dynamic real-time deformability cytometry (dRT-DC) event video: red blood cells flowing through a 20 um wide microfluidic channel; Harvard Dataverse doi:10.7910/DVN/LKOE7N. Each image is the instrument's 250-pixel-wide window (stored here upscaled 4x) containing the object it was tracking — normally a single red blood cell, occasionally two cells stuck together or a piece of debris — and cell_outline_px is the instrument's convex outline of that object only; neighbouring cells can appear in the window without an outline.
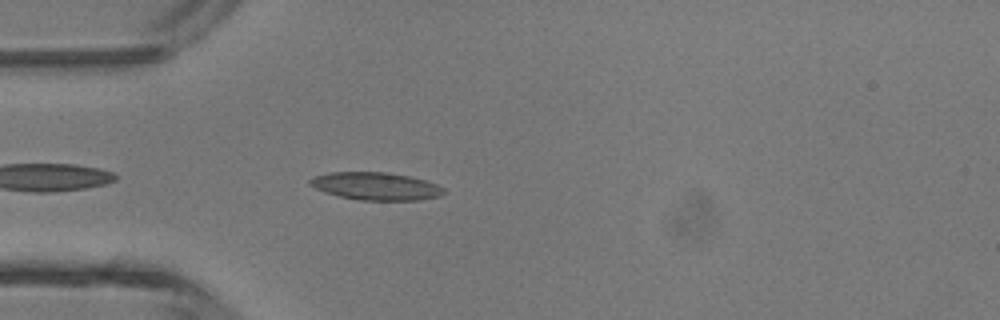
{"species": "common noctule bat (a hibernating species)", "species_latin": "Nyctalus noctula", "temperature_condition": "room temperature", "stored_images_in_passage": 4, "camera_frame_rate_fps": 3000, "um_per_image_px": 0.085, "animal": {"sex": "male", "body_mass_g": 13.3}, "frame": {"image": 1, "passage_image": 4, "time_ms": 3.667, "image_size_px": [1000, 320], "cell_outline_px": [[444, 192], [440, 196], [420, 200], [360, 200], [340, 196], [324, 192], [308, 184], [308, 180], [312, 176], [328, 172], [384, 172], [408, 176], [424, 180], [436, 184], [444, 188]], "centroid_in_image_um": [31.9, 15.82], "position_along_channel_um": 53.1, "area_um2": 21.56}}